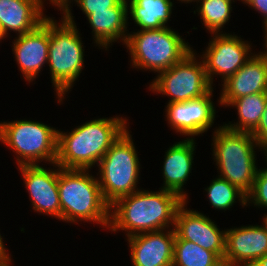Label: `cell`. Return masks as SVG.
Masks as SVG:
<instances>
[{"label": "cell", "mask_w": 267, "mask_h": 266, "mask_svg": "<svg viewBox=\"0 0 267 266\" xmlns=\"http://www.w3.org/2000/svg\"><path fill=\"white\" fill-rule=\"evenodd\" d=\"M213 91L185 102L167 103L165 118L169 127L188 138L207 132L213 126L217 112L212 101Z\"/></svg>", "instance_id": "7c38bea8"}, {"label": "cell", "mask_w": 267, "mask_h": 266, "mask_svg": "<svg viewBox=\"0 0 267 266\" xmlns=\"http://www.w3.org/2000/svg\"><path fill=\"white\" fill-rule=\"evenodd\" d=\"M121 0H76L79 9L86 15L93 13V10H109L111 7H115Z\"/></svg>", "instance_id": "4316f807"}, {"label": "cell", "mask_w": 267, "mask_h": 266, "mask_svg": "<svg viewBox=\"0 0 267 266\" xmlns=\"http://www.w3.org/2000/svg\"><path fill=\"white\" fill-rule=\"evenodd\" d=\"M251 266H267V254L255 261Z\"/></svg>", "instance_id": "1f68e13d"}, {"label": "cell", "mask_w": 267, "mask_h": 266, "mask_svg": "<svg viewBox=\"0 0 267 266\" xmlns=\"http://www.w3.org/2000/svg\"><path fill=\"white\" fill-rule=\"evenodd\" d=\"M204 190L207 192L209 205L215 209L224 210L225 212L237 203L236 199L241 203L240 205L243 206V208L247 206V196L236 186L220 176L213 179L210 185Z\"/></svg>", "instance_id": "d4e9b609"}, {"label": "cell", "mask_w": 267, "mask_h": 266, "mask_svg": "<svg viewBox=\"0 0 267 266\" xmlns=\"http://www.w3.org/2000/svg\"><path fill=\"white\" fill-rule=\"evenodd\" d=\"M127 11V0H121L109 10H93V13L87 16L96 46L107 50L120 39L125 45L129 32Z\"/></svg>", "instance_id": "ffe728a7"}, {"label": "cell", "mask_w": 267, "mask_h": 266, "mask_svg": "<svg viewBox=\"0 0 267 266\" xmlns=\"http://www.w3.org/2000/svg\"><path fill=\"white\" fill-rule=\"evenodd\" d=\"M264 35H265L264 36L265 43L263 44L265 46L264 51L267 52V28L264 29Z\"/></svg>", "instance_id": "e575fe53"}, {"label": "cell", "mask_w": 267, "mask_h": 266, "mask_svg": "<svg viewBox=\"0 0 267 266\" xmlns=\"http://www.w3.org/2000/svg\"><path fill=\"white\" fill-rule=\"evenodd\" d=\"M261 149H263V150H261ZM260 151H263V153H264V155H265V161H266V166H267V145H262V146H260ZM265 168H267V167H265Z\"/></svg>", "instance_id": "836d02e7"}, {"label": "cell", "mask_w": 267, "mask_h": 266, "mask_svg": "<svg viewBox=\"0 0 267 266\" xmlns=\"http://www.w3.org/2000/svg\"><path fill=\"white\" fill-rule=\"evenodd\" d=\"M212 136V155L218 166V176L247 196L259 171L255 150L260 147L251 133L232 131L223 125L216 127Z\"/></svg>", "instance_id": "5b68a950"}, {"label": "cell", "mask_w": 267, "mask_h": 266, "mask_svg": "<svg viewBox=\"0 0 267 266\" xmlns=\"http://www.w3.org/2000/svg\"><path fill=\"white\" fill-rule=\"evenodd\" d=\"M211 37L200 58L203 60L208 80L214 86V75L221 76L223 83L246 63L253 52L251 44L235 33H213Z\"/></svg>", "instance_id": "30bf717a"}, {"label": "cell", "mask_w": 267, "mask_h": 266, "mask_svg": "<svg viewBox=\"0 0 267 266\" xmlns=\"http://www.w3.org/2000/svg\"><path fill=\"white\" fill-rule=\"evenodd\" d=\"M239 1V0H238ZM234 0H197V9L204 25L210 34L223 33L222 28L230 20ZM198 3H200L198 5ZM199 6V7H198Z\"/></svg>", "instance_id": "cb8c5ba5"}, {"label": "cell", "mask_w": 267, "mask_h": 266, "mask_svg": "<svg viewBox=\"0 0 267 266\" xmlns=\"http://www.w3.org/2000/svg\"><path fill=\"white\" fill-rule=\"evenodd\" d=\"M185 202L178 194L142 188L110 205L108 229L125 231L126 237L144 232L174 228L178 208Z\"/></svg>", "instance_id": "6da1fadb"}, {"label": "cell", "mask_w": 267, "mask_h": 266, "mask_svg": "<svg viewBox=\"0 0 267 266\" xmlns=\"http://www.w3.org/2000/svg\"><path fill=\"white\" fill-rule=\"evenodd\" d=\"M195 138H186L171 145L164 155L163 186L159 189L172 191L188 202L184 185L189 179L194 164ZM185 191V192H184Z\"/></svg>", "instance_id": "ac0fdd59"}, {"label": "cell", "mask_w": 267, "mask_h": 266, "mask_svg": "<svg viewBox=\"0 0 267 266\" xmlns=\"http://www.w3.org/2000/svg\"><path fill=\"white\" fill-rule=\"evenodd\" d=\"M185 201L175 216V234L182 240L214 252L222 261L225 255L226 230H220L215 221L196 210L187 209Z\"/></svg>", "instance_id": "4fadbf2b"}, {"label": "cell", "mask_w": 267, "mask_h": 266, "mask_svg": "<svg viewBox=\"0 0 267 266\" xmlns=\"http://www.w3.org/2000/svg\"><path fill=\"white\" fill-rule=\"evenodd\" d=\"M263 220L267 223V214H264Z\"/></svg>", "instance_id": "f35d334b"}, {"label": "cell", "mask_w": 267, "mask_h": 266, "mask_svg": "<svg viewBox=\"0 0 267 266\" xmlns=\"http://www.w3.org/2000/svg\"><path fill=\"white\" fill-rule=\"evenodd\" d=\"M267 175V168H260Z\"/></svg>", "instance_id": "74e56055"}, {"label": "cell", "mask_w": 267, "mask_h": 266, "mask_svg": "<svg viewBox=\"0 0 267 266\" xmlns=\"http://www.w3.org/2000/svg\"><path fill=\"white\" fill-rule=\"evenodd\" d=\"M171 27L129 32L125 43L132 67L160 73L181 61L193 47Z\"/></svg>", "instance_id": "8992f818"}, {"label": "cell", "mask_w": 267, "mask_h": 266, "mask_svg": "<svg viewBox=\"0 0 267 266\" xmlns=\"http://www.w3.org/2000/svg\"><path fill=\"white\" fill-rule=\"evenodd\" d=\"M58 190L63 222L89 221L109 227L110 205L102 195L98 178L90 175L89 169L59 167Z\"/></svg>", "instance_id": "277c9868"}, {"label": "cell", "mask_w": 267, "mask_h": 266, "mask_svg": "<svg viewBox=\"0 0 267 266\" xmlns=\"http://www.w3.org/2000/svg\"><path fill=\"white\" fill-rule=\"evenodd\" d=\"M10 256L11 254H0V266H7L9 263L13 262Z\"/></svg>", "instance_id": "4dcf8cb0"}, {"label": "cell", "mask_w": 267, "mask_h": 266, "mask_svg": "<svg viewBox=\"0 0 267 266\" xmlns=\"http://www.w3.org/2000/svg\"><path fill=\"white\" fill-rule=\"evenodd\" d=\"M130 132L128 127L111 145L97 166L101 192L109 205L140 190L137 184L141 165Z\"/></svg>", "instance_id": "52a82bcc"}, {"label": "cell", "mask_w": 267, "mask_h": 266, "mask_svg": "<svg viewBox=\"0 0 267 266\" xmlns=\"http://www.w3.org/2000/svg\"><path fill=\"white\" fill-rule=\"evenodd\" d=\"M247 206L267 209V175L259 169L254 179V185L251 192L247 195L246 199ZM251 203V205H250Z\"/></svg>", "instance_id": "484cf974"}, {"label": "cell", "mask_w": 267, "mask_h": 266, "mask_svg": "<svg viewBox=\"0 0 267 266\" xmlns=\"http://www.w3.org/2000/svg\"><path fill=\"white\" fill-rule=\"evenodd\" d=\"M61 21L50 17L48 66L52 87L63 103L65 95L73 88L84 67V45L77 29L71 8L62 14ZM58 22V23H57Z\"/></svg>", "instance_id": "3957f363"}, {"label": "cell", "mask_w": 267, "mask_h": 266, "mask_svg": "<svg viewBox=\"0 0 267 266\" xmlns=\"http://www.w3.org/2000/svg\"><path fill=\"white\" fill-rule=\"evenodd\" d=\"M195 52L192 50L181 61L158 73L149 84V90L170 97L168 103L185 102L208 94L214 88L205 73L203 60L199 55L198 60Z\"/></svg>", "instance_id": "9c48e42d"}, {"label": "cell", "mask_w": 267, "mask_h": 266, "mask_svg": "<svg viewBox=\"0 0 267 266\" xmlns=\"http://www.w3.org/2000/svg\"><path fill=\"white\" fill-rule=\"evenodd\" d=\"M45 168L40 164L18 166L25 188L29 192L32 209L61 221V205L58 190L59 166ZM57 168V169H54Z\"/></svg>", "instance_id": "8fae6325"}, {"label": "cell", "mask_w": 267, "mask_h": 266, "mask_svg": "<svg viewBox=\"0 0 267 266\" xmlns=\"http://www.w3.org/2000/svg\"><path fill=\"white\" fill-rule=\"evenodd\" d=\"M173 5L171 0H128L127 12L140 30L160 29L169 26Z\"/></svg>", "instance_id": "44dd1931"}, {"label": "cell", "mask_w": 267, "mask_h": 266, "mask_svg": "<svg viewBox=\"0 0 267 266\" xmlns=\"http://www.w3.org/2000/svg\"><path fill=\"white\" fill-rule=\"evenodd\" d=\"M127 118H96L71 132H57L56 164L63 169H91L98 166L111 145L128 128ZM96 164V165H95Z\"/></svg>", "instance_id": "7a4b0ae2"}, {"label": "cell", "mask_w": 267, "mask_h": 266, "mask_svg": "<svg viewBox=\"0 0 267 266\" xmlns=\"http://www.w3.org/2000/svg\"><path fill=\"white\" fill-rule=\"evenodd\" d=\"M172 266H224L223 261L214 253L197 244L180 239L174 242Z\"/></svg>", "instance_id": "603a6c76"}, {"label": "cell", "mask_w": 267, "mask_h": 266, "mask_svg": "<svg viewBox=\"0 0 267 266\" xmlns=\"http://www.w3.org/2000/svg\"><path fill=\"white\" fill-rule=\"evenodd\" d=\"M226 230L224 266H251L267 254V223Z\"/></svg>", "instance_id": "5bb4252c"}, {"label": "cell", "mask_w": 267, "mask_h": 266, "mask_svg": "<svg viewBox=\"0 0 267 266\" xmlns=\"http://www.w3.org/2000/svg\"><path fill=\"white\" fill-rule=\"evenodd\" d=\"M255 11H258L263 17V29L267 28V0H240Z\"/></svg>", "instance_id": "f1b7e54d"}, {"label": "cell", "mask_w": 267, "mask_h": 266, "mask_svg": "<svg viewBox=\"0 0 267 266\" xmlns=\"http://www.w3.org/2000/svg\"><path fill=\"white\" fill-rule=\"evenodd\" d=\"M50 40V16L38 27L25 34L17 35L12 42L16 64L29 84L38 78L45 64H48Z\"/></svg>", "instance_id": "9a60e30c"}, {"label": "cell", "mask_w": 267, "mask_h": 266, "mask_svg": "<svg viewBox=\"0 0 267 266\" xmlns=\"http://www.w3.org/2000/svg\"><path fill=\"white\" fill-rule=\"evenodd\" d=\"M0 254H9L8 250L4 245L3 237L1 236V234H0Z\"/></svg>", "instance_id": "d6a6232c"}, {"label": "cell", "mask_w": 267, "mask_h": 266, "mask_svg": "<svg viewBox=\"0 0 267 266\" xmlns=\"http://www.w3.org/2000/svg\"><path fill=\"white\" fill-rule=\"evenodd\" d=\"M219 99L220 106H225L240 97L267 92V52H258L223 84Z\"/></svg>", "instance_id": "2e32d148"}, {"label": "cell", "mask_w": 267, "mask_h": 266, "mask_svg": "<svg viewBox=\"0 0 267 266\" xmlns=\"http://www.w3.org/2000/svg\"><path fill=\"white\" fill-rule=\"evenodd\" d=\"M251 134L259 147L262 145H267V102L265 105V110L261 116L260 123Z\"/></svg>", "instance_id": "83f0119b"}, {"label": "cell", "mask_w": 267, "mask_h": 266, "mask_svg": "<svg viewBox=\"0 0 267 266\" xmlns=\"http://www.w3.org/2000/svg\"><path fill=\"white\" fill-rule=\"evenodd\" d=\"M267 92L246 95L230 102L228 106L237 110L238 121L223 126L232 131L252 133L258 126L265 110Z\"/></svg>", "instance_id": "7402d4cb"}, {"label": "cell", "mask_w": 267, "mask_h": 266, "mask_svg": "<svg viewBox=\"0 0 267 266\" xmlns=\"http://www.w3.org/2000/svg\"><path fill=\"white\" fill-rule=\"evenodd\" d=\"M4 38L1 36V33H0V41L3 40Z\"/></svg>", "instance_id": "ab89813d"}, {"label": "cell", "mask_w": 267, "mask_h": 266, "mask_svg": "<svg viewBox=\"0 0 267 266\" xmlns=\"http://www.w3.org/2000/svg\"><path fill=\"white\" fill-rule=\"evenodd\" d=\"M50 3L55 6L60 0H48Z\"/></svg>", "instance_id": "8d00e7d4"}, {"label": "cell", "mask_w": 267, "mask_h": 266, "mask_svg": "<svg viewBox=\"0 0 267 266\" xmlns=\"http://www.w3.org/2000/svg\"><path fill=\"white\" fill-rule=\"evenodd\" d=\"M179 2L181 1L182 3H185V4H187V3H192V2H196L197 0H178Z\"/></svg>", "instance_id": "d590c367"}, {"label": "cell", "mask_w": 267, "mask_h": 266, "mask_svg": "<svg viewBox=\"0 0 267 266\" xmlns=\"http://www.w3.org/2000/svg\"><path fill=\"white\" fill-rule=\"evenodd\" d=\"M75 2L76 0H60L55 7H57L58 10L62 11L61 14H63L67 9L71 7V3Z\"/></svg>", "instance_id": "f546056e"}, {"label": "cell", "mask_w": 267, "mask_h": 266, "mask_svg": "<svg viewBox=\"0 0 267 266\" xmlns=\"http://www.w3.org/2000/svg\"><path fill=\"white\" fill-rule=\"evenodd\" d=\"M45 0H0V33L5 39L9 31L25 34L48 17L44 15ZM18 32V33H17Z\"/></svg>", "instance_id": "d6986e66"}, {"label": "cell", "mask_w": 267, "mask_h": 266, "mask_svg": "<svg viewBox=\"0 0 267 266\" xmlns=\"http://www.w3.org/2000/svg\"><path fill=\"white\" fill-rule=\"evenodd\" d=\"M58 129L42 122L14 120L0 122V142L16 154L21 165L53 164L57 157Z\"/></svg>", "instance_id": "ba28073f"}, {"label": "cell", "mask_w": 267, "mask_h": 266, "mask_svg": "<svg viewBox=\"0 0 267 266\" xmlns=\"http://www.w3.org/2000/svg\"><path fill=\"white\" fill-rule=\"evenodd\" d=\"M175 238L174 228L127 237L133 266H172Z\"/></svg>", "instance_id": "e0dca14e"}]
</instances>
